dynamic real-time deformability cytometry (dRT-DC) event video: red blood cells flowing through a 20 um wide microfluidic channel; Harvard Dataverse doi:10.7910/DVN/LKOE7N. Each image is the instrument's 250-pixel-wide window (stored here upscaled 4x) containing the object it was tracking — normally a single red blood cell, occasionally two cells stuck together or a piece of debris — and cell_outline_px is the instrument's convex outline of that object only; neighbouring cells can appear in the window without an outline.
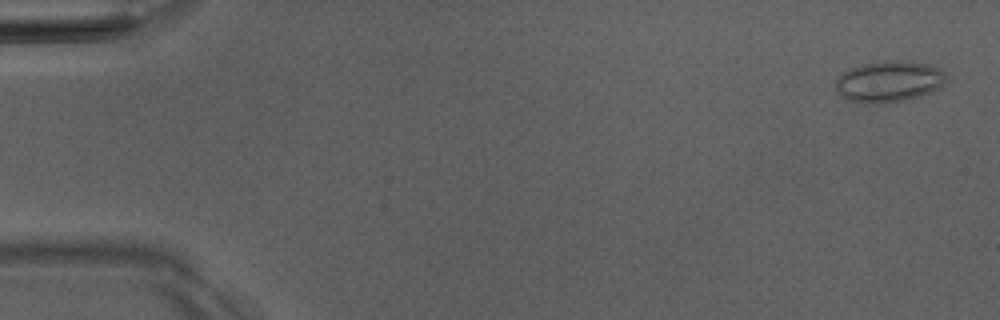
{"species": "Egyptian fruit bat (a non-hibernating species)", "species_latin": "Rousettus aegyptiacus", "temperature_condition": "room temperature", "stored_images_in_passage": 4, "camera_frame_rate_fps": 3000, "um_per_image_px": 0.085, "animal": {"sex": "male"}, "frame": {"image": 1, "passage_image": 1, "time_ms": 0.0, "image_size_px": [1000, 320], "cell_outline_px": [[948, 80], [936, 88], [920, 96], [904, 100], [876, 104], [868, 104], [848, 100], [840, 96], [836, 88], [836, 80], [848, 68], [860, 64], [888, 60], [892, 60], [928, 64], [940, 68], [944, 72]], "centroid_in_image_um": [75.53, 6.92], "position_along_channel_um": 9.5, "area_um2": 26.47}}